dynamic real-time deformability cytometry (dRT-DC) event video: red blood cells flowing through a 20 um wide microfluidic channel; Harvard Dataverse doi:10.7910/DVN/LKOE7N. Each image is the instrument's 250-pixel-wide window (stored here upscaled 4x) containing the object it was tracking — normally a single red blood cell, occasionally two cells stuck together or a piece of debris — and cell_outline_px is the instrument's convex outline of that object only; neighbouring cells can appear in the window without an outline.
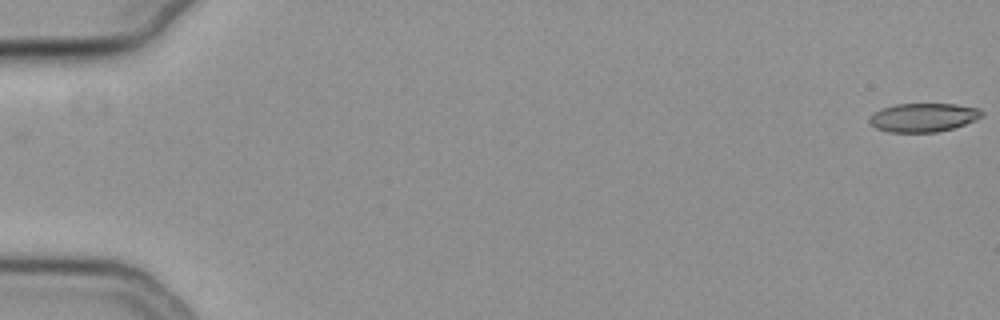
{"species": "common noctule bat (a hibernating species)", "species_latin": "Nyctalus noctula", "temperature_condition": "cold", "stored_images_in_passage": 16, "camera_frame_rate_fps": 3000, "um_per_image_px": 0.085, "animal": {"sex": "female", "body_mass_g": 19.3, "forearm_length_mm": 54.1}, "frame": {"image": 1, "passage_image": 1, "time_ms": 0.0, "image_size_px": [1000, 320], "cell_outline_px": [[984, 112], [980, 116], [964, 124], [952, 128], [936, 132], [888, 132], [876, 128], [868, 120], [876, 112], [884, 108], [896, 104], [956, 104], [976, 108]], "centroid_in_image_um": [78.46, 9.98], "position_along_channel_um": 6.5, "area_um2": 18.32}}
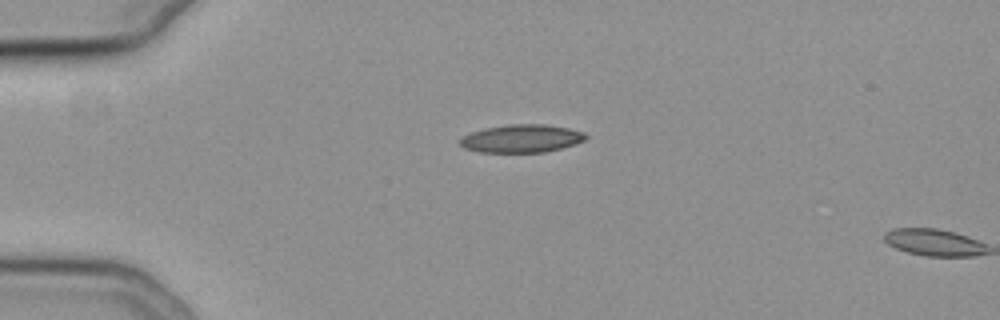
{"frame": {"image": 2, "passage_image": 15, "time_ms": 4.667, "image_size_px": [1000, 320], "cell_outline_px": [[588, 136], [584, 140], [576, 144], [544, 152], [480, 152], [464, 148], [460, 144], [460, 140], [464, 136], [472, 132], [484, 128], [512, 124], [544, 124], [568, 128], [584, 132]], "centroid_in_image_um": [44.35, 11.77], "position_along_channel_um": 40.6, "area_um2": 20.35}}